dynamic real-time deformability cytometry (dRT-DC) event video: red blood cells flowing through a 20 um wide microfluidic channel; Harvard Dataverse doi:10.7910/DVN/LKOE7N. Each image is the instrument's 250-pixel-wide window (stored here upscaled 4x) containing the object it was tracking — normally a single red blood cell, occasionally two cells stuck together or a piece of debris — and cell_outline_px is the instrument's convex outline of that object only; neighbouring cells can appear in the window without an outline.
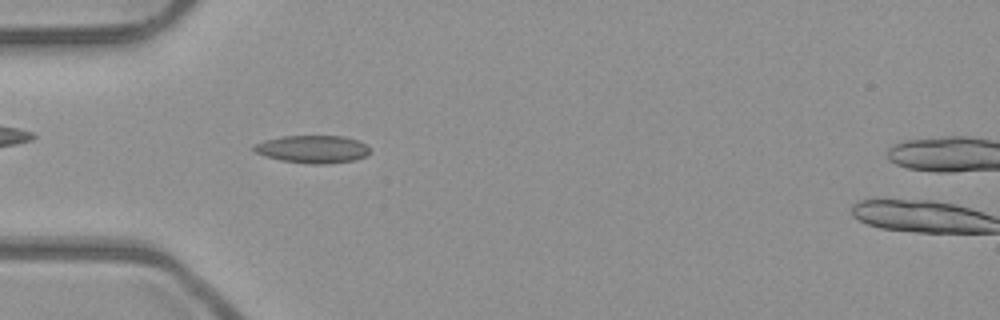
{"species": "common noctule bat (a hibernating species)", "species_latin": "Nyctalus noctula", "temperature_condition": "room temperature", "stored_images_in_passage": 50, "camera_frame_rate_fps": 3000, "um_per_image_px": 0.085, "animal": {"sex": "male", "body_mass_g": 23.1, "forearm_length_mm": 52.7}, "frame": {"image": 1, "passage_image": 14, "time_ms": 4.333, "image_size_px": [1000, 320], "cell_outline_px": [[368, 152], [364, 156], [356, 160], [328, 164], [308, 164], [280, 160], [264, 156], [256, 152], [252, 148], [256, 144], [264, 140], [284, 136], [344, 136], [356, 140], [364, 144], [368, 148]], "centroid_in_image_um": [26.54, 12.69], "position_along_channel_um": 58.5, "area_um2": 18.61}}
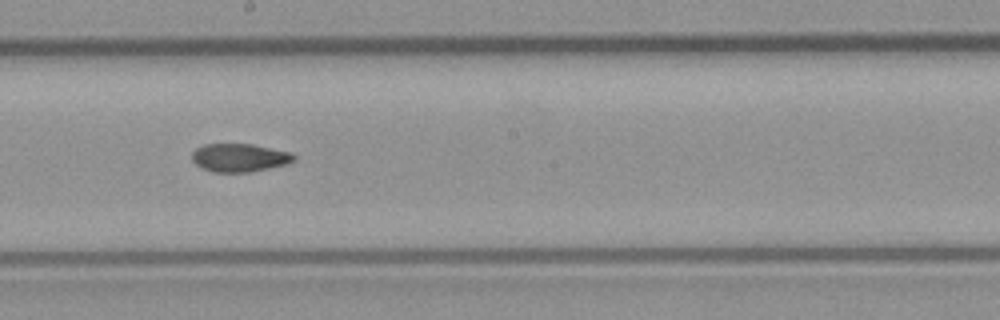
{"frame": {"image": 2, "passage_image": 27, "time_ms": 8.667, "image_size_px": [1000, 320], "cell_outline_px": [[296, 160], [288, 164], [252, 172], [212, 172], [200, 168], [192, 160], [192, 152], [196, 148], [204, 144], [252, 144], [292, 152], [296, 156]], "centroid_in_image_um": [20.38, 13.41], "position_along_channel_um": 227.8, "area_um2": 17.05}}
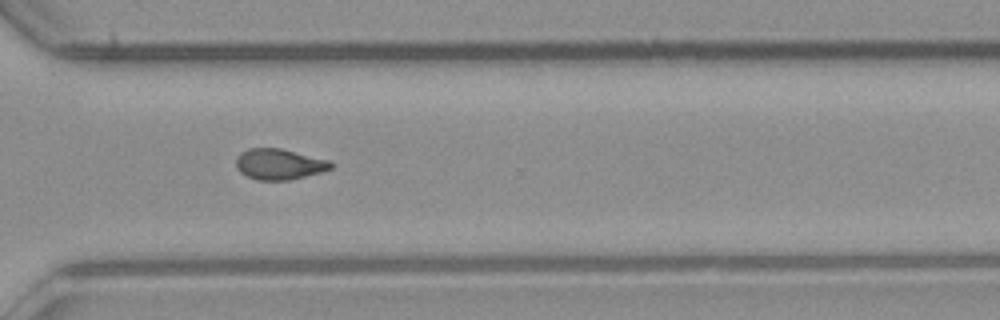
{"frame": {"image": 3, "passage_image": 36, "time_ms": 11.667, "image_size_px": [1000, 320], "cell_outline_px": [[332, 168], [320, 172], [288, 180], [256, 180], [240, 172], [236, 168], [236, 156], [240, 152], [248, 148], [280, 148], [332, 160]], "centroid_in_image_um": [23.72, 13.94], "position_along_channel_um": 346.9, "area_um2": 17.11}, "authors_computed_cell_mechanics": {"area_um2": 17.1088, "velocity_mm_per_s": 3.9862, "shape_relaxation_time_tau1_ms": null, "shape_relaxation_time_tau2_ms": 4.5006, "deformation_change_tau1": null, "deformation_change_tau2": 0.1131}}